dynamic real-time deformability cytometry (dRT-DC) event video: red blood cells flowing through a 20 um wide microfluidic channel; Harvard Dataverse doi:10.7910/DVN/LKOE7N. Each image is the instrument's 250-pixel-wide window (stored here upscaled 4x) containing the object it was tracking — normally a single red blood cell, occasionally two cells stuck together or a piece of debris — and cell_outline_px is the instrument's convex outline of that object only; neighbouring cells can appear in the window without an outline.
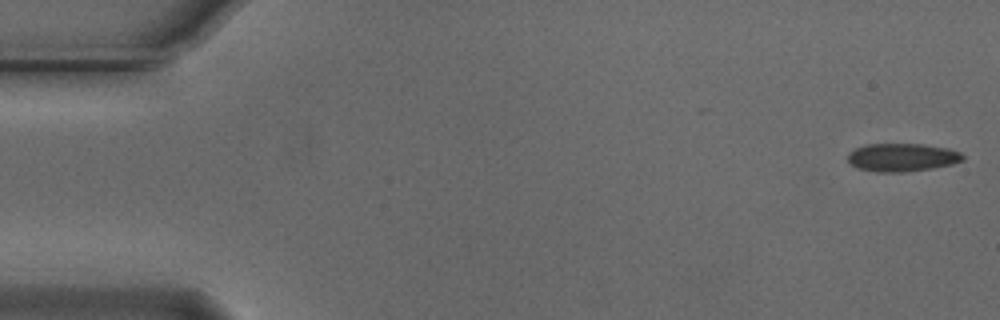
{"species": "Egyptian fruit bat (a non-hibernating species)", "species_latin": "Rousettus aegyptiacus", "temperature_condition": "cold", "stored_images_in_passage": 54, "camera_frame_rate_fps": 3000, "um_per_image_px": 0.085, "animal": {"sex": "male"}, "frame": {"image": 1, "passage_image": 1, "time_ms": 0.0, "image_size_px": [1000, 320], "cell_outline_px": [[964, 160], [952, 164], [932, 168], [904, 172], [876, 172], [856, 168], [848, 160], [848, 156], [856, 148], [868, 144], [920, 144], [948, 148], [960, 152], [964, 156]], "centroid_in_image_um": [76.7, 13.38], "position_along_channel_um": 8.3, "area_um2": 18.73}}
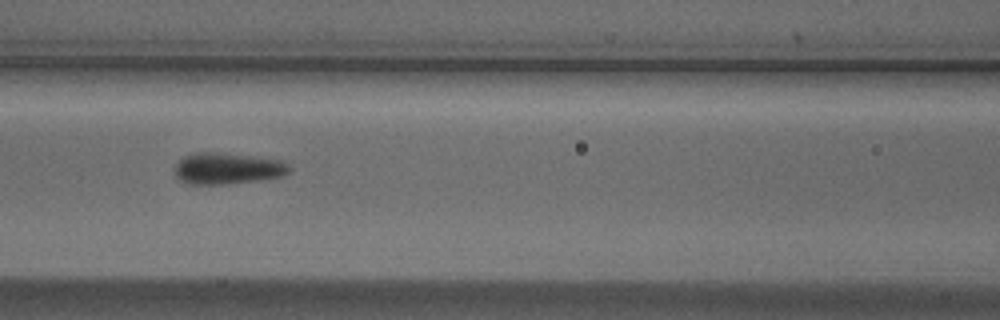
{"frame": {"image": 2, "passage_image": 23, "time_ms": 7.333, "image_size_px": [1000, 320], "cell_outline_px": [[292, 168], [288, 172], [280, 176], [260, 180], [224, 184], [188, 184], [180, 180], [176, 176], [176, 164], [184, 156], [196, 152], [216, 152], [252, 156], [284, 160]], "centroid_in_image_um": [19.35, 14.31], "position_along_channel_um": 147.2, "area_um2": 20.92}}
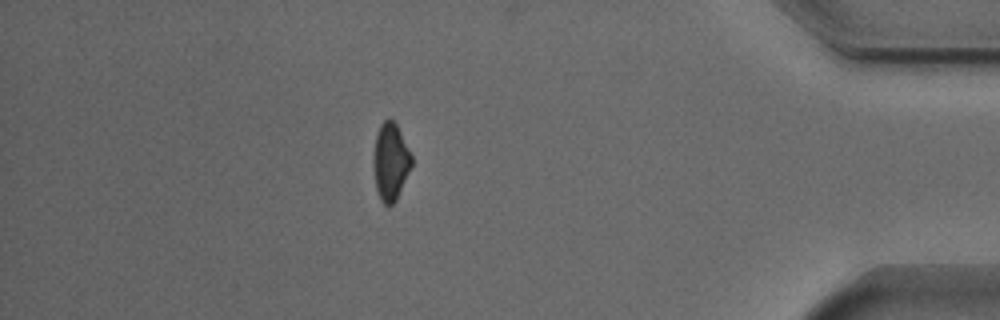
{"frame": {"image": 3, "passage_image": 47, "time_ms": 15.333, "image_size_px": [1000, 320], "cell_outline_px": [[412, 164], [396, 200], [392, 204], [384, 204], [380, 200], [376, 188], [372, 164], [372, 156], [376, 136], [380, 124], [384, 120], [392, 120], [396, 124], [412, 156]], "centroid_in_image_um": [33.17, 13.75], "position_along_channel_um": 402.0, "area_um2": 17.05}, "authors_computed_cell_mechanics": {"area_um2": 19.4786, "velocity_mm_per_s": 3.7426, "shape_relaxation_time_tau1_ms": 2.3695, "shape_relaxation_time_tau2_ms": 2.2394, "deformation_change_tau1": 0.109, "deformation_change_tau2": 0.0966}}